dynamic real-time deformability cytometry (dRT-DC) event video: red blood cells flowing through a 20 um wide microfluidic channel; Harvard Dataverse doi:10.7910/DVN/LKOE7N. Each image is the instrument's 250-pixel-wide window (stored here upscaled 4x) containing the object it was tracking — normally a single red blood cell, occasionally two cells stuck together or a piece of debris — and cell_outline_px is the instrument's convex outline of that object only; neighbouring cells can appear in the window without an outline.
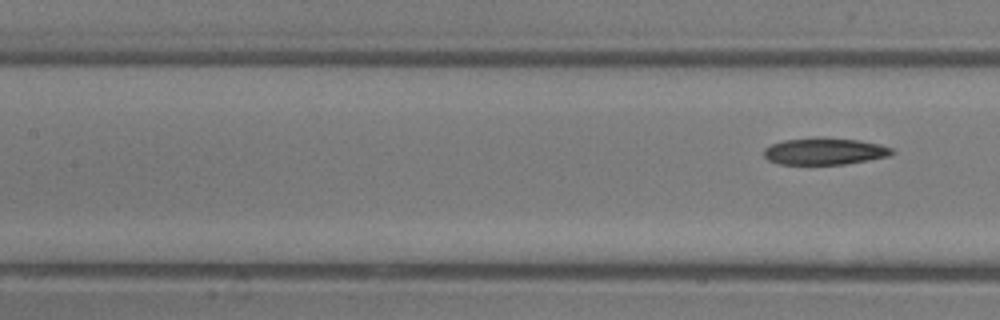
{"species": "common noctule bat (a hibernating species)", "species_latin": "Nyctalus noctula", "temperature_condition": "room temperature", "stored_images_in_passage": 4, "segment_of_instrument_passage": [2, 2], "camera_frame_rate_fps": 3000, "um_per_image_px": 0.085, "animal": {"sex": "male", "body_mass_g": 13.3}, "frame": {"image": 1, "passage_image": 4, "time_ms": 1.0, "image_size_px": [1000, 320], "cell_outline_px": [[896, 152], [888, 156], [868, 160], [844, 164], [780, 164], [768, 160], [764, 156], [764, 148], [772, 144], [784, 140], [812, 136], [860, 140], [880, 144], [892, 148]], "centroid_in_image_um": [70.09, 12.84], "position_along_channel_um": 137.3, "area_um2": 20.23}}